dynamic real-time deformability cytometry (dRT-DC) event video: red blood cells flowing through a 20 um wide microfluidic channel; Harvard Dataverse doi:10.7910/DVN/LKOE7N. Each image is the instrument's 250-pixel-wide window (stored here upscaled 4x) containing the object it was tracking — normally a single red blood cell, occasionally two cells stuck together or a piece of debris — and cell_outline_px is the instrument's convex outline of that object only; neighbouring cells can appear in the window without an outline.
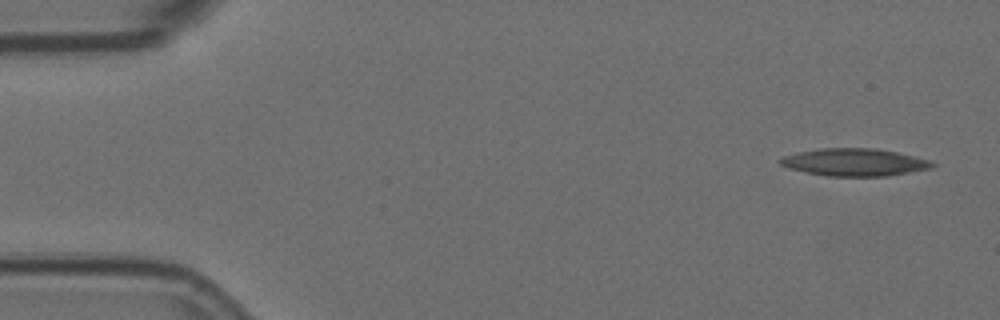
{"species": "Egyptian fruit bat (a non-hibernating species)", "species_latin": "Rousettus aegyptiacus", "temperature_condition": "room temperature", "stored_images_in_passage": 4, "camera_frame_rate_fps": 3000, "um_per_image_px": 0.085, "animal": {"sex": "female"}, "frame": {"image": 1, "passage_image": 1, "time_ms": 0.0, "image_size_px": [1000, 320], "cell_outline_px": [[936, 164], [932, 168], [888, 176], [828, 176], [788, 168], [780, 164], [776, 160], [784, 156], [800, 152], [820, 148], [876, 148], [896, 152], [928, 160]], "centroid_in_image_um": [72.62, 13.79], "position_along_channel_um": 12.4, "area_um2": 24.16}}